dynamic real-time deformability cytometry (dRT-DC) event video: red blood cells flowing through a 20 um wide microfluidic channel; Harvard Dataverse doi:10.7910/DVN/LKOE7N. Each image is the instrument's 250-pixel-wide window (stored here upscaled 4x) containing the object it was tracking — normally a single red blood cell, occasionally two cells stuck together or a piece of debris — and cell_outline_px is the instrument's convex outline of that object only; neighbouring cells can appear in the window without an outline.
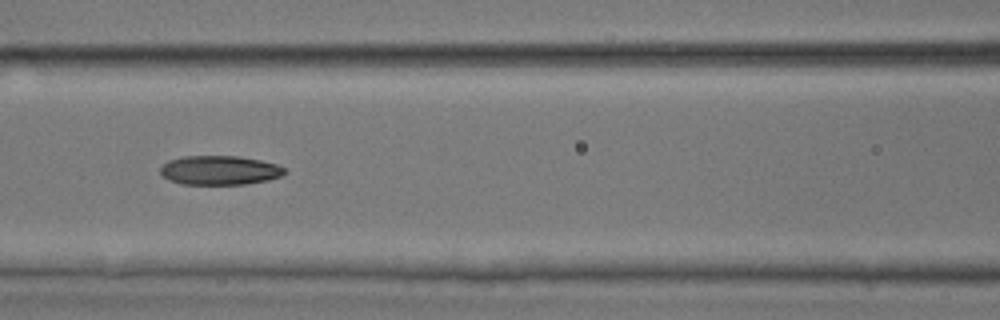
{"species": "common noctule bat (a hibernating species)", "species_latin": "Nyctalus noctula", "temperature_condition": "room temperature", "stored_images_in_passage": 43, "camera_frame_rate_fps": 3000, "um_per_image_px": 0.085, "animal": {"sex": "male", "body_mass_g": 17.9, "forearm_length_mm": 54.2}, "frame": {"image": 1, "passage_image": 19, "time_ms": 6.0, "image_size_px": [1000, 320], "cell_outline_px": [[288, 172], [280, 176], [268, 180], [244, 184], [184, 184], [168, 180], [160, 172], [160, 168], [168, 160], [184, 156], [240, 156], [260, 160], [276, 164], [284, 168]], "centroid_in_image_um": [18.67, 14.47], "position_along_channel_um": 147.9, "area_um2": 21.1}}
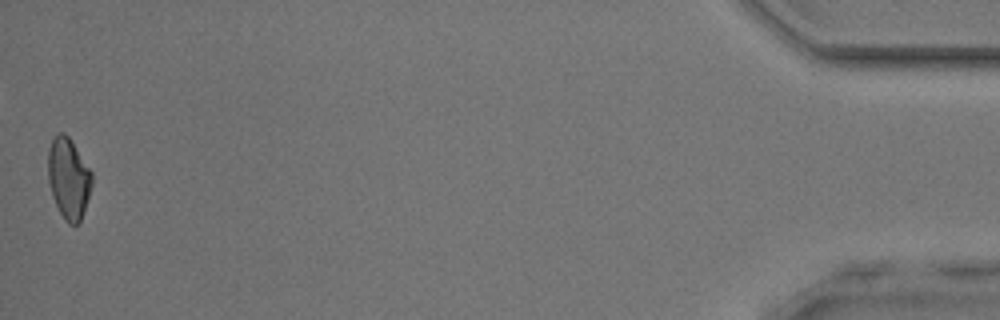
{"frame": {"image": 2, "passage_image": 43, "time_ms": 14.0, "image_size_px": [1000, 320], "cell_outline_px": [[92, 184], [80, 224], [68, 224], [64, 220], [52, 196], [48, 180], [48, 148], [56, 132], [64, 132], [68, 136], [92, 172]], "centroid_in_image_um": [5.82, 15.16], "position_along_channel_um": 429.4, "area_um2": 20.69}}